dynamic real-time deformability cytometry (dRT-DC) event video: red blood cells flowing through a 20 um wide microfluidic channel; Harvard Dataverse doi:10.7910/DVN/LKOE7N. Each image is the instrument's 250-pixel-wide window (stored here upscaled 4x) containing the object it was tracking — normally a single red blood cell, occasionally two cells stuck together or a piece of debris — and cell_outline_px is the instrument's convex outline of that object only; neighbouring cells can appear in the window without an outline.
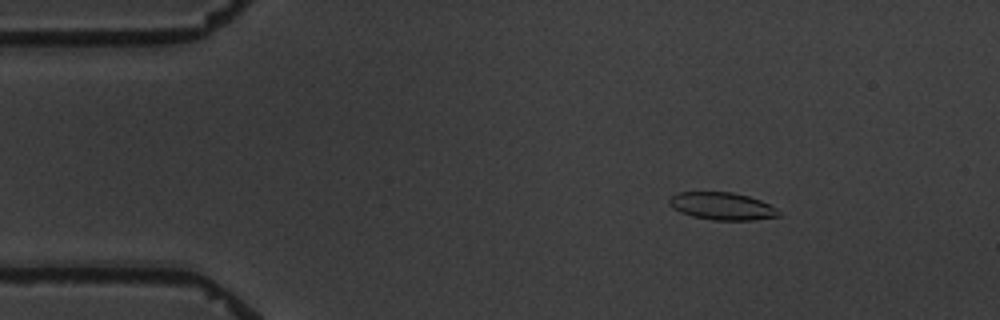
{"species": "common noctule bat (a hibernating species)", "species_latin": "Nyctalus noctula", "temperature_condition": "warm", "stored_images_in_passage": 4, "camera_frame_rate_fps": 3000, "um_per_image_px": 0.085, "animal": {"sex": "male", "body_mass_g": 19.5, "forearm_length_mm": 54.6}, "frame": {"image": 1, "passage_image": 2, "time_ms": 2.0, "image_size_px": [1000, 320], "cell_outline_px": [[780, 216], [752, 220], [712, 220], [692, 216], [680, 212], [672, 208], [668, 204], [668, 200], [676, 192], [732, 192], [748, 196], [760, 200], [776, 208], [780, 212]], "centroid_in_image_um": [61.35, 17.52], "position_along_channel_um": 23.7, "area_um2": 17.57}}